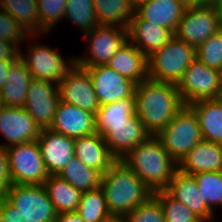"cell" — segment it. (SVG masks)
<instances>
[{"label": "cell", "instance_id": "6da1fadb", "mask_svg": "<svg viewBox=\"0 0 222 222\" xmlns=\"http://www.w3.org/2000/svg\"><path fill=\"white\" fill-rule=\"evenodd\" d=\"M134 94L136 114L153 136L162 132L184 106L175 83L148 78L135 85Z\"/></svg>", "mask_w": 222, "mask_h": 222}, {"label": "cell", "instance_id": "7a4b0ae2", "mask_svg": "<svg viewBox=\"0 0 222 222\" xmlns=\"http://www.w3.org/2000/svg\"><path fill=\"white\" fill-rule=\"evenodd\" d=\"M101 188L109 212L114 218H124L153 195V192L121 159H117L103 175Z\"/></svg>", "mask_w": 222, "mask_h": 222}, {"label": "cell", "instance_id": "3957f363", "mask_svg": "<svg viewBox=\"0 0 222 222\" xmlns=\"http://www.w3.org/2000/svg\"><path fill=\"white\" fill-rule=\"evenodd\" d=\"M154 193L165 190L178 169V163L164 149L157 136L150 135L122 159Z\"/></svg>", "mask_w": 222, "mask_h": 222}, {"label": "cell", "instance_id": "277c9868", "mask_svg": "<svg viewBox=\"0 0 222 222\" xmlns=\"http://www.w3.org/2000/svg\"><path fill=\"white\" fill-rule=\"evenodd\" d=\"M196 59V48L174 37L148 57V77L158 82L175 83Z\"/></svg>", "mask_w": 222, "mask_h": 222}, {"label": "cell", "instance_id": "5b68a950", "mask_svg": "<svg viewBox=\"0 0 222 222\" xmlns=\"http://www.w3.org/2000/svg\"><path fill=\"white\" fill-rule=\"evenodd\" d=\"M157 137L169 155L179 163L202 140L196 114L184 105Z\"/></svg>", "mask_w": 222, "mask_h": 222}, {"label": "cell", "instance_id": "8992f818", "mask_svg": "<svg viewBox=\"0 0 222 222\" xmlns=\"http://www.w3.org/2000/svg\"><path fill=\"white\" fill-rule=\"evenodd\" d=\"M222 73L194 59L176 84L184 105L200 100L219 99Z\"/></svg>", "mask_w": 222, "mask_h": 222}, {"label": "cell", "instance_id": "52a82bcc", "mask_svg": "<svg viewBox=\"0 0 222 222\" xmlns=\"http://www.w3.org/2000/svg\"><path fill=\"white\" fill-rule=\"evenodd\" d=\"M9 174L12 184L43 185L49 173L37 141L7 148Z\"/></svg>", "mask_w": 222, "mask_h": 222}, {"label": "cell", "instance_id": "ba28073f", "mask_svg": "<svg viewBox=\"0 0 222 222\" xmlns=\"http://www.w3.org/2000/svg\"><path fill=\"white\" fill-rule=\"evenodd\" d=\"M29 44L27 54H24L21 49L19 57L26 64L34 79L59 84L76 63L75 57L64 60L65 58L50 46L37 43L32 45L31 42Z\"/></svg>", "mask_w": 222, "mask_h": 222}, {"label": "cell", "instance_id": "9c48e42d", "mask_svg": "<svg viewBox=\"0 0 222 222\" xmlns=\"http://www.w3.org/2000/svg\"><path fill=\"white\" fill-rule=\"evenodd\" d=\"M89 42L88 56L75 57L76 64L86 68L106 65L110 58L127 42L128 29L113 25H98L84 35Z\"/></svg>", "mask_w": 222, "mask_h": 222}, {"label": "cell", "instance_id": "30bf717a", "mask_svg": "<svg viewBox=\"0 0 222 222\" xmlns=\"http://www.w3.org/2000/svg\"><path fill=\"white\" fill-rule=\"evenodd\" d=\"M4 198L36 222H55L57 213L43 185L11 184Z\"/></svg>", "mask_w": 222, "mask_h": 222}, {"label": "cell", "instance_id": "8fae6325", "mask_svg": "<svg viewBox=\"0 0 222 222\" xmlns=\"http://www.w3.org/2000/svg\"><path fill=\"white\" fill-rule=\"evenodd\" d=\"M222 28V21L214 7H186L175 36L197 48Z\"/></svg>", "mask_w": 222, "mask_h": 222}, {"label": "cell", "instance_id": "7c38bea8", "mask_svg": "<svg viewBox=\"0 0 222 222\" xmlns=\"http://www.w3.org/2000/svg\"><path fill=\"white\" fill-rule=\"evenodd\" d=\"M60 100L96 115L100 108L89 72L77 65L66 73L58 84Z\"/></svg>", "mask_w": 222, "mask_h": 222}, {"label": "cell", "instance_id": "4fadbf2b", "mask_svg": "<svg viewBox=\"0 0 222 222\" xmlns=\"http://www.w3.org/2000/svg\"><path fill=\"white\" fill-rule=\"evenodd\" d=\"M59 101L58 84L33 78L23 108L41 129L50 128Z\"/></svg>", "mask_w": 222, "mask_h": 222}, {"label": "cell", "instance_id": "5bb4252c", "mask_svg": "<svg viewBox=\"0 0 222 222\" xmlns=\"http://www.w3.org/2000/svg\"><path fill=\"white\" fill-rule=\"evenodd\" d=\"M41 130L23 107L4 106L0 111V133L6 140V143L0 145L5 148L37 141Z\"/></svg>", "mask_w": 222, "mask_h": 222}, {"label": "cell", "instance_id": "9a60e30c", "mask_svg": "<svg viewBox=\"0 0 222 222\" xmlns=\"http://www.w3.org/2000/svg\"><path fill=\"white\" fill-rule=\"evenodd\" d=\"M92 79L99 104L106 105L130 97L135 92V83L107 65L85 68Z\"/></svg>", "mask_w": 222, "mask_h": 222}, {"label": "cell", "instance_id": "2e32d148", "mask_svg": "<svg viewBox=\"0 0 222 222\" xmlns=\"http://www.w3.org/2000/svg\"><path fill=\"white\" fill-rule=\"evenodd\" d=\"M74 141L50 128L41 130L37 143L49 175H58L74 158Z\"/></svg>", "mask_w": 222, "mask_h": 222}, {"label": "cell", "instance_id": "e0dca14e", "mask_svg": "<svg viewBox=\"0 0 222 222\" xmlns=\"http://www.w3.org/2000/svg\"><path fill=\"white\" fill-rule=\"evenodd\" d=\"M50 129L74 139L92 135L96 133L95 114L60 100Z\"/></svg>", "mask_w": 222, "mask_h": 222}, {"label": "cell", "instance_id": "ac0fdd59", "mask_svg": "<svg viewBox=\"0 0 222 222\" xmlns=\"http://www.w3.org/2000/svg\"><path fill=\"white\" fill-rule=\"evenodd\" d=\"M101 135L117 159H122L150 136L137 114L131 116L124 125L108 126Z\"/></svg>", "mask_w": 222, "mask_h": 222}, {"label": "cell", "instance_id": "d6986e66", "mask_svg": "<svg viewBox=\"0 0 222 222\" xmlns=\"http://www.w3.org/2000/svg\"><path fill=\"white\" fill-rule=\"evenodd\" d=\"M165 190L189 207L203 222H211L215 218V212L207 206L197 188L194 175L186 174L177 169Z\"/></svg>", "mask_w": 222, "mask_h": 222}, {"label": "cell", "instance_id": "ffe728a7", "mask_svg": "<svg viewBox=\"0 0 222 222\" xmlns=\"http://www.w3.org/2000/svg\"><path fill=\"white\" fill-rule=\"evenodd\" d=\"M174 35L172 30L143 20L136 13L128 27V39L147 58L167 44Z\"/></svg>", "mask_w": 222, "mask_h": 222}, {"label": "cell", "instance_id": "44dd1931", "mask_svg": "<svg viewBox=\"0 0 222 222\" xmlns=\"http://www.w3.org/2000/svg\"><path fill=\"white\" fill-rule=\"evenodd\" d=\"M74 157L103 175L117 158L110 152L103 136L99 133L75 138Z\"/></svg>", "mask_w": 222, "mask_h": 222}, {"label": "cell", "instance_id": "7402d4cb", "mask_svg": "<svg viewBox=\"0 0 222 222\" xmlns=\"http://www.w3.org/2000/svg\"><path fill=\"white\" fill-rule=\"evenodd\" d=\"M178 169L190 175L222 171V144L202 139L182 158Z\"/></svg>", "mask_w": 222, "mask_h": 222}, {"label": "cell", "instance_id": "603a6c76", "mask_svg": "<svg viewBox=\"0 0 222 222\" xmlns=\"http://www.w3.org/2000/svg\"><path fill=\"white\" fill-rule=\"evenodd\" d=\"M106 65L135 84L149 78L148 58L129 39Z\"/></svg>", "mask_w": 222, "mask_h": 222}, {"label": "cell", "instance_id": "cb8c5ba5", "mask_svg": "<svg viewBox=\"0 0 222 222\" xmlns=\"http://www.w3.org/2000/svg\"><path fill=\"white\" fill-rule=\"evenodd\" d=\"M187 6L179 0H149L135 8L143 20L172 30L174 33Z\"/></svg>", "mask_w": 222, "mask_h": 222}, {"label": "cell", "instance_id": "d4e9b609", "mask_svg": "<svg viewBox=\"0 0 222 222\" xmlns=\"http://www.w3.org/2000/svg\"><path fill=\"white\" fill-rule=\"evenodd\" d=\"M188 106L198 118L202 139L222 144V100H200Z\"/></svg>", "mask_w": 222, "mask_h": 222}, {"label": "cell", "instance_id": "484cf974", "mask_svg": "<svg viewBox=\"0 0 222 222\" xmlns=\"http://www.w3.org/2000/svg\"><path fill=\"white\" fill-rule=\"evenodd\" d=\"M32 75L26 64L19 58L8 72L7 81L0 89L4 106L24 107L27 90L32 81Z\"/></svg>", "mask_w": 222, "mask_h": 222}, {"label": "cell", "instance_id": "4316f807", "mask_svg": "<svg viewBox=\"0 0 222 222\" xmlns=\"http://www.w3.org/2000/svg\"><path fill=\"white\" fill-rule=\"evenodd\" d=\"M43 186L57 214L77 211L82 195L81 191L74 188L59 175H49Z\"/></svg>", "mask_w": 222, "mask_h": 222}, {"label": "cell", "instance_id": "83f0119b", "mask_svg": "<svg viewBox=\"0 0 222 222\" xmlns=\"http://www.w3.org/2000/svg\"><path fill=\"white\" fill-rule=\"evenodd\" d=\"M0 8L15 19L28 35L47 33L41 26L37 0H0Z\"/></svg>", "mask_w": 222, "mask_h": 222}, {"label": "cell", "instance_id": "f1b7e54d", "mask_svg": "<svg viewBox=\"0 0 222 222\" xmlns=\"http://www.w3.org/2000/svg\"><path fill=\"white\" fill-rule=\"evenodd\" d=\"M96 19L100 25L129 27L135 8L131 0H94Z\"/></svg>", "mask_w": 222, "mask_h": 222}, {"label": "cell", "instance_id": "f546056e", "mask_svg": "<svg viewBox=\"0 0 222 222\" xmlns=\"http://www.w3.org/2000/svg\"><path fill=\"white\" fill-rule=\"evenodd\" d=\"M135 114L134 93L117 102L101 105L95 115L96 132L101 134L108 126L124 125Z\"/></svg>", "mask_w": 222, "mask_h": 222}, {"label": "cell", "instance_id": "4dcf8cb0", "mask_svg": "<svg viewBox=\"0 0 222 222\" xmlns=\"http://www.w3.org/2000/svg\"><path fill=\"white\" fill-rule=\"evenodd\" d=\"M81 192H87L101 187L103 174L82 163L76 157L72 158L58 174Z\"/></svg>", "mask_w": 222, "mask_h": 222}, {"label": "cell", "instance_id": "1f68e13d", "mask_svg": "<svg viewBox=\"0 0 222 222\" xmlns=\"http://www.w3.org/2000/svg\"><path fill=\"white\" fill-rule=\"evenodd\" d=\"M77 212L85 222H109L114 219L101 187L82 192Z\"/></svg>", "mask_w": 222, "mask_h": 222}, {"label": "cell", "instance_id": "d6a6232c", "mask_svg": "<svg viewBox=\"0 0 222 222\" xmlns=\"http://www.w3.org/2000/svg\"><path fill=\"white\" fill-rule=\"evenodd\" d=\"M94 0H67L64 10V18H67L74 25L79 26L80 31L85 35L99 23L94 10Z\"/></svg>", "mask_w": 222, "mask_h": 222}, {"label": "cell", "instance_id": "836d02e7", "mask_svg": "<svg viewBox=\"0 0 222 222\" xmlns=\"http://www.w3.org/2000/svg\"><path fill=\"white\" fill-rule=\"evenodd\" d=\"M194 176L197 188L207 206L213 212V206L222 207V171L201 172Z\"/></svg>", "mask_w": 222, "mask_h": 222}, {"label": "cell", "instance_id": "e575fe53", "mask_svg": "<svg viewBox=\"0 0 222 222\" xmlns=\"http://www.w3.org/2000/svg\"><path fill=\"white\" fill-rule=\"evenodd\" d=\"M160 202L165 222H203L189 207L172 197L166 190L153 193Z\"/></svg>", "mask_w": 222, "mask_h": 222}, {"label": "cell", "instance_id": "d590c367", "mask_svg": "<svg viewBox=\"0 0 222 222\" xmlns=\"http://www.w3.org/2000/svg\"><path fill=\"white\" fill-rule=\"evenodd\" d=\"M196 59L222 73V28L196 48Z\"/></svg>", "mask_w": 222, "mask_h": 222}, {"label": "cell", "instance_id": "8d00e7d4", "mask_svg": "<svg viewBox=\"0 0 222 222\" xmlns=\"http://www.w3.org/2000/svg\"><path fill=\"white\" fill-rule=\"evenodd\" d=\"M66 2L67 0H37L41 26L47 33L64 18Z\"/></svg>", "mask_w": 222, "mask_h": 222}, {"label": "cell", "instance_id": "74e56055", "mask_svg": "<svg viewBox=\"0 0 222 222\" xmlns=\"http://www.w3.org/2000/svg\"><path fill=\"white\" fill-rule=\"evenodd\" d=\"M34 37L36 38V35H28L15 19L0 8V40L12 43L20 50L22 42Z\"/></svg>", "mask_w": 222, "mask_h": 222}, {"label": "cell", "instance_id": "f35d334b", "mask_svg": "<svg viewBox=\"0 0 222 222\" xmlns=\"http://www.w3.org/2000/svg\"><path fill=\"white\" fill-rule=\"evenodd\" d=\"M123 219L126 222H165L163 208L153 195L145 203L130 211Z\"/></svg>", "mask_w": 222, "mask_h": 222}, {"label": "cell", "instance_id": "ab89813d", "mask_svg": "<svg viewBox=\"0 0 222 222\" xmlns=\"http://www.w3.org/2000/svg\"><path fill=\"white\" fill-rule=\"evenodd\" d=\"M0 222H36V220L24 215L4 197H0Z\"/></svg>", "mask_w": 222, "mask_h": 222}, {"label": "cell", "instance_id": "60d3db41", "mask_svg": "<svg viewBox=\"0 0 222 222\" xmlns=\"http://www.w3.org/2000/svg\"><path fill=\"white\" fill-rule=\"evenodd\" d=\"M11 184L12 182L9 174L8 151L7 148L0 145V197H4Z\"/></svg>", "mask_w": 222, "mask_h": 222}, {"label": "cell", "instance_id": "b9f144b4", "mask_svg": "<svg viewBox=\"0 0 222 222\" xmlns=\"http://www.w3.org/2000/svg\"><path fill=\"white\" fill-rule=\"evenodd\" d=\"M19 50L7 41L0 40V60H18Z\"/></svg>", "mask_w": 222, "mask_h": 222}, {"label": "cell", "instance_id": "7bdbcfd3", "mask_svg": "<svg viewBox=\"0 0 222 222\" xmlns=\"http://www.w3.org/2000/svg\"><path fill=\"white\" fill-rule=\"evenodd\" d=\"M16 61L17 60H0V89L4 87L8 78V72L10 70V67Z\"/></svg>", "mask_w": 222, "mask_h": 222}, {"label": "cell", "instance_id": "ee69618b", "mask_svg": "<svg viewBox=\"0 0 222 222\" xmlns=\"http://www.w3.org/2000/svg\"><path fill=\"white\" fill-rule=\"evenodd\" d=\"M55 222H85L77 211L57 214Z\"/></svg>", "mask_w": 222, "mask_h": 222}, {"label": "cell", "instance_id": "f6af8a7d", "mask_svg": "<svg viewBox=\"0 0 222 222\" xmlns=\"http://www.w3.org/2000/svg\"><path fill=\"white\" fill-rule=\"evenodd\" d=\"M218 0H196L198 7H214Z\"/></svg>", "mask_w": 222, "mask_h": 222}, {"label": "cell", "instance_id": "bcb514c9", "mask_svg": "<svg viewBox=\"0 0 222 222\" xmlns=\"http://www.w3.org/2000/svg\"><path fill=\"white\" fill-rule=\"evenodd\" d=\"M214 9L222 21V0L217 1L216 5L214 6Z\"/></svg>", "mask_w": 222, "mask_h": 222}, {"label": "cell", "instance_id": "7dc6e473", "mask_svg": "<svg viewBox=\"0 0 222 222\" xmlns=\"http://www.w3.org/2000/svg\"><path fill=\"white\" fill-rule=\"evenodd\" d=\"M181 1L185 6H196V0H179Z\"/></svg>", "mask_w": 222, "mask_h": 222}, {"label": "cell", "instance_id": "c3c4849f", "mask_svg": "<svg viewBox=\"0 0 222 222\" xmlns=\"http://www.w3.org/2000/svg\"><path fill=\"white\" fill-rule=\"evenodd\" d=\"M146 1H149V0H131V3L134 6V8H136L138 5H140Z\"/></svg>", "mask_w": 222, "mask_h": 222}, {"label": "cell", "instance_id": "681fc988", "mask_svg": "<svg viewBox=\"0 0 222 222\" xmlns=\"http://www.w3.org/2000/svg\"><path fill=\"white\" fill-rule=\"evenodd\" d=\"M109 222H126L123 218H114L110 220Z\"/></svg>", "mask_w": 222, "mask_h": 222}, {"label": "cell", "instance_id": "f907efd6", "mask_svg": "<svg viewBox=\"0 0 222 222\" xmlns=\"http://www.w3.org/2000/svg\"><path fill=\"white\" fill-rule=\"evenodd\" d=\"M4 107V104H3V101H2V97L0 95V111L3 109Z\"/></svg>", "mask_w": 222, "mask_h": 222}, {"label": "cell", "instance_id": "816d5d0a", "mask_svg": "<svg viewBox=\"0 0 222 222\" xmlns=\"http://www.w3.org/2000/svg\"><path fill=\"white\" fill-rule=\"evenodd\" d=\"M219 99L222 100V84H221V94H220Z\"/></svg>", "mask_w": 222, "mask_h": 222}]
</instances>
